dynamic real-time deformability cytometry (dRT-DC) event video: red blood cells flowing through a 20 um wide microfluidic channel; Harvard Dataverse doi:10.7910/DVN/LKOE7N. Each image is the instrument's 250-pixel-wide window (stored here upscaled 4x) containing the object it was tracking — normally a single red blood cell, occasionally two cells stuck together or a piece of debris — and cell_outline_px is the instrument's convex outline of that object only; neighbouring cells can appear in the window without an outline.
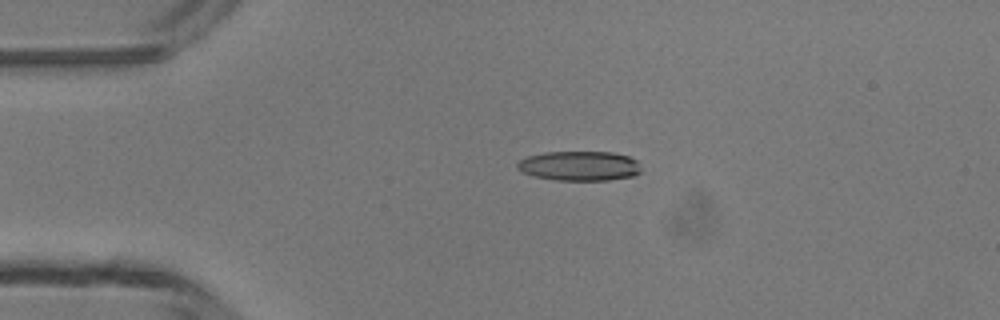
{"species": "common noctule bat (a hibernating species)", "species_latin": "Nyctalus noctula", "temperature_condition": "room temperature", "stored_images_in_passage": 4, "camera_frame_rate_fps": 3000, "um_per_image_px": 0.085, "animal": {"sex": "male", "body_mass_g": 13.3}, "frame": {"image": 1, "passage_image": 3, "time_ms": 2.333, "image_size_px": [1000, 320], "cell_outline_px": [[640, 172], [632, 176], [608, 180], [556, 180], [536, 176], [524, 172], [516, 168], [516, 164], [520, 160], [528, 156], [544, 152], [612, 152], [628, 156], [636, 160], [640, 168]], "centroid_in_image_um": [49.25, 14.09], "position_along_channel_um": 35.8, "area_um2": 21.21}}